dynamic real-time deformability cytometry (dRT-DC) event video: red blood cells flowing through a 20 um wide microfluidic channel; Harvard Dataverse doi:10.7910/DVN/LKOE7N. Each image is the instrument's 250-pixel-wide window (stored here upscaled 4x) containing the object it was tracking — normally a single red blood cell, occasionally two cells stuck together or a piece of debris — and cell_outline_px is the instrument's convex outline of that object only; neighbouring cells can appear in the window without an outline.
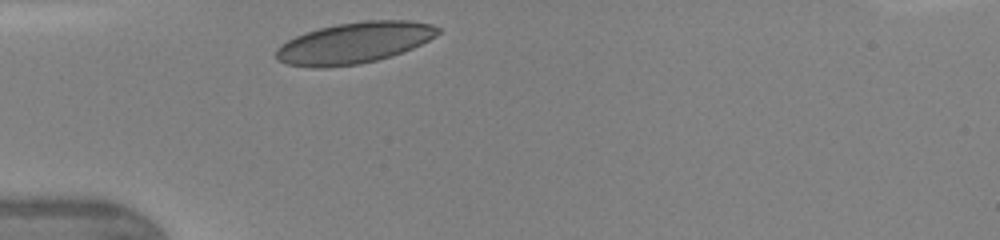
{"species": "human", "species_latin": "Homo sapiens", "temperature_condition": "warm", "stored_images_in_passage": 26, "camera_frame_rate_fps": 3000, "um_per_image_px": 0.085, "donor": {"sex": "female"}, "frame": {"image": 1, "passage_image": 1, "time_ms": 0.0, "image_size_px": [1000, 240], "cell_outline_px": [[440, 32], [436, 36], [412, 48], [376, 60], [360, 64], [328, 68], [312, 68], [288, 64], [276, 60], [276, 48], [280, 44], [296, 36], [320, 28], [336, 24], [368, 20], [408, 20], [432, 24], [440, 28]], "centroid_in_image_um": [30.09, 3.65], "position_along_channel_um": 54.9, "area_um2": 38.73}}
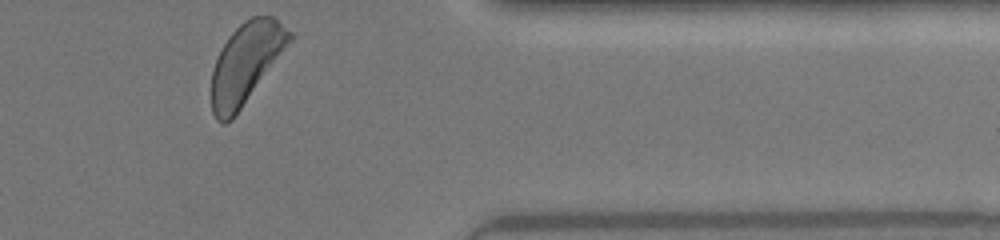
{"frame": {"image": 2, "passage_image": 26, "time_ms": 8.333, "image_size_px": [1000, 240], "cell_outline_px": [[292, 40], [232, 120], [224, 124], [216, 120], [212, 112], [212, 68], [228, 36], [244, 20], [252, 16], [272, 16], [292, 32]], "centroid_in_image_um": [20.89, 5.37], "position_along_channel_um": 390.5, "area_um2": 36.07}, "authors_computed_cell_mechanics": {"area_um2": 36.8475, "velocity_mm_per_s": 4.3138, "shape_relaxation_time_tau1_ms": 2.8868, "shape_relaxation_time_tau2_ms": null, "deformation_change_tau1": 0.1043, "deformation_change_tau2": null}}